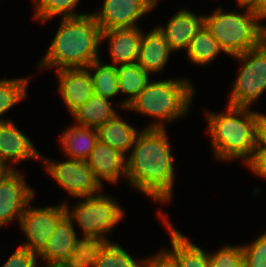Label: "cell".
<instances>
[{
  "instance_id": "17",
  "label": "cell",
  "mask_w": 266,
  "mask_h": 267,
  "mask_svg": "<svg viewBox=\"0 0 266 267\" xmlns=\"http://www.w3.org/2000/svg\"><path fill=\"white\" fill-rule=\"evenodd\" d=\"M173 51L163 34L156 27L148 34L142 36L137 64L146 72L153 73L161 71L170 52Z\"/></svg>"
},
{
  "instance_id": "32",
  "label": "cell",
  "mask_w": 266,
  "mask_h": 267,
  "mask_svg": "<svg viewBox=\"0 0 266 267\" xmlns=\"http://www.w3.org/2000/svg\"><path fill=\"white\" fill-rule=\"evenodd\" d=\"M37 253L20 246L2 267H36Z\"/></svg>"
},
{
  "instance_id": "36",
  "label": "cell",
  "mask_w": 266,
  "mask_h": 267,
  "mask_svg": "<svg viewBox=\"0 0 266 267\" xmlns=\"http://www.w3.org/2000/svg\"><path fill=\"white\" fill-rule=\"evenodd\" d=\"M260 142L266 147V116L264 115L260 124Z\"/></svg>"
},
{
  "instance_id": "33",
  "label": "cell",
  "mask_w": 266,
  "mask_h": 267,
  "mask_svg": "<svg viewBox=\"0 0 266 267\" xmlns=\"http://www.w3.org/2000/svg\"><path fill=\"white\" fill-rule=\"evenodd\" d=\"M255 174L266 178V147L259 142L251 159L246 163Z\"/></svg>"
},
{
  "instance_id": "25",
  "label": "cell",
  "mask_w": 266,
  "mask_h": 267,
  "mask_svg": "<svg viewBox=\"0 0 266 267\" xmlns=\"http://www.w3.org/2000/svg\"><path fill=\"white\" fill-rule=\"evenodd\" d=\"M223 51L218 41L211 32L203 25L194 35L187 48L189 59L194 64L204 65L213 61V59Z\"/></svg>"
},
{
  "instance_id": "13",
  "label": "cell",
  "mask_w": 266,
  "mask_h": 267,
  "mask_svg": "<svg viewBox=\"0 0 266 267\" xmlns=\"http://www.w3.org/2000/svg\"><path fill=\"white\" fill-rule=\"evenodd\" d=\"M29 138L9 120L0 119V160L18 163L28 158L43 159Z\"/></svg>"
},
{
  "instance_id": "26",
  "label": "cell",
  "mask_w": 266,
  "mask_h": 267,
  "mask_svg": "<svg viewBox=\"0 0 266 267\" xmlns=\"http://www.w3.org/2000/svg\"><path fill=\"white\" fill-rule=\"evenodd\" d=\"M87 68L95 71L91 74L95 94L110 99L119 93L115 64H101L99 60H96Z\"/></svg>"
},
{
  "instance_id": "30",
  "label": "cell",
  "mask_w": 266,
  "mask_h": 267,
  "mask_svg": "<svg viewBox=\"0 0 266 267\" xmlns=\"http://www.w3.org/2000/svg\"><path fill=\"white\" fill-rule=\"evenodd\" d=\"M208 257L209 267H244L242 246H224Z\"/></svg>"
},
{
  "instance_id": "7",
  "label": "cell",
  "mask_w": 266,
  "mask_h": 267,
  "mask_svg": "<svg viewBox=\"0 0 266 267\" xmlns=\"http://www.w3.org/2000/svg\"><path fill=\"white\" fill-rule=\"evenodd\" d=\"M67 216L75 219L84 235H106L123 217V210L108 196H87ZM74 217V218H73Z\"/></svg>"
},
{
  "instance_id": "9",
  "label": "cell",
  "mask_w": 266,
  "mask_h": 267,
  "mask_svg": "<svg viewBox=\"0 0 266 267\" xmlns=\"http://www.w3.org/2000/svg\"><path fill=\"white\" fill-rule=\"evenodd\" d=\"M67 214L65 204L46 208H28L20 219V225L27 236L22 246L39 254L46 246L58 222Z\"/></svg>"
},
{
  "instance_id": "31",
  "label": "cell",
  "mask_w": 266,
  "mask_h": 267,
  "mask_svg": "<svg viewBox=\"0 0 266 267\" xmlns=\"http://www.w3.org/2000/svg\"><path fill=\"white\" fill-rule=\"evenodd\" d=\"M244 267H266V232L251 245L242 246Z\"/></svg>"
},
{
  "instance_id": "34",
  "label": "cell",
  "mask_w": 266,
  "mask_h": 267,
  "mask_svg": "<svg viewBox=\"0 0 266 267\" xmlns=\"http://www.w3.org/2000/svg\"><path fill=\"white\" fill-rule=\"evenodd\" d=\"M144 267H177L175 263L162 251L160 254L147 259Z\"/></svg>"
},
{
  "instance_id": "27",
  "label": "cell",
  "mask_w": 266,
  "mask_h": 267,
  "mask_svg": "<svg viewBox=\"0 0 266 267\" xmlns=\"http://www.w3.org/2000/svg\"><path fill=\"white\" fill-rule=\"evenodd\" d=\"M29 78L0 80V116L26 97Z\"/></svg>"
},
{
  "instance_id": "1",
  "label": "cell",
  "mask_w": 266,
  "mask_h": 267,
  "mask_svg": "<svg viewBox=\"0 0 266 267\" xmlns=\"http://www.w3.org/2000/svg\"><path fill=\"white\" fill-rule=\"evenodd\" d=\"M162 123L140 132L126 159L129 182L157 202L168 201L173 187V158Z\"/></svg>"
},
{
  "instance_id": "6",
  "label": "cell",
  "mask_w": 266,
  "mask_h": 267,
  "mask_svg": "<svg viewBox=\"0 0 266 267\" xmlns=\"http://www.w3.org/2000/svg\"><path fill=\"white\" fill-rule=\"evenodd\" d=\"M234 57L241 59L243 66L228 104L249 107L266 90V39L259 46Z\"/></svg>"
},
{
  "instance_id": "4",
  "label": "cell",
  "mask_w": 266,
  "mask_h": 267,
  "mask_svg": "<svg viewBox=\"0 0 266 267\" xmlns=\"http://www.w3.org/2000/svg\"><path fill=\"white\" fill-rule=\"evenodd\" d=\"M222 12L219 8L212 15L205 16L204 25L225 53L240 55L266 39V26L258 22L252 9L247 8L246 14Z\"/></svg>"
},
{
  "instance_id": "28",
  "label": "cell",
  "mask_w": 266,
  "mask_h": 267,
  "mask_svg": "<svg viewBox=\"0 0 266 267\" xmlns=\"http://www.w3.org/2000/svg\"><path fill=\"white\" fill-rule=\"evenodd\" d=\"M78 2L79 0H34L37 5L34 16L45 22L57 14H63L64 18L84 15L73 12Z\"/></svg>"
},
{
  "instance_id": "22",
  "label": "cell",
  "mask_w": 266,
  "mask_h": 267,
  "mask_svg": "<svg viewBox=\"0 0 266 267\" xmlns=\"http://www.w3.org/2000/svg\"><path fill=\"white\" fill-rule=\"evenodd\" d=\"M98 140L108 144L123 155L134 145L139 134L136 129L116 115L97 128Z\"/></svg>"
},
{
  "instance_id": "21",
  "label": "cell",
  "mask_w": 266,
  "mask_h": 267,
  "mask_svg": "<svg viewBox=\"0 0 266 267\" xmlns=\"http://www.w3.org/2000/svg\"><path fill=\"white\" fill-rule=\"evenodd\" d=\"M98 141L96 128L76 124L63 132L61 144L67 156L71 159L87 160Z\"/></svg>"
},
{
  "instance_id": "14",
  "label": "cell",
  "mask_w": 266,
  "mask_h": 267,
  "mask_svg": "<svg viewBox=\"0 0 266 267\" xmlns=\"http://www.w3.org/2000/svg\"><path fill=\"white\" fill-rule=\"evenodd\" d=\"M125 158V155L98 140L86 161L100 184L101 179L116 183L121 173L126 176Z\"/></svg>"
},
{
  "instance_id": "24",
  "label": "cell",
  "mask_w": 266,
  "mask_h": 267,
  "mask_svg": "<svg viewBox=\"0 0 266 267\" xmlns=\"http://www.w3.org/2000/svg\"><path fill=\"white\" fill-rule=\"evenodd\" d=\"M118 78V90L130 95L120 106H127L138 96L146 87L149 80V73L137 63L120 64L116 66Z\"/></svg>"
},
{
  "instance_id": "20",
  "label": "cell",
  "mask_w": 266,
  "mask_h": 267,
  "mask_svg": "<svg viewBox=\"0 0 266 267\" xmlns=\"http://www.w3.org/2000/svg\"><path fill=\"white\" fill-rule=\"evenodd\" d=\"M112 244L105 235H84L83 238H76L74 251L64 263L68 267H95L97 259Z\"/></svg>"
},
{
  "instance_id": "18",
  "label": "cell",
  "mask_w": 266,
  "mask_h": 267,
  "mask_svg": "<svg viewBox=\"0 0 266 267\" xmlns=\"http://www.w3.org/2000/svg\"><path fill=\"white\" fill-rule=\"evenodd\" d=\"M76 233L72 219L65 215L56 225L44 249L38 254L47 262H65L74 251Z\"/></svg>"
},
{
  "instance_id": "2",
  "label": "cell",
  "mask_w": 266,
  "mask_h": 267,
  "mask_svg": "<svg viewBox=\"0 0 266 267\" xmlns=\"http://www.w3.org/2000/svg\"><path fill=\"white\" fill-rule=\"evenodd\" d=\"M62 19L40 67L87 68L100 60L97 49L102 41V29L94 16L84 14Z\"/></svg>"
},
{
  "instance_id": "15",
  "label": "cell",
  "mask_w": 266,
  "mask_h": 267,
  "mask_svg": "<svg viewBox=\"0 0 266 267\" xmlns=\"http://www.w3.org/2000/svg\"><path fill=\"white\" fill-rule=\"evenodd\" d=\"M142 36L136 26L102 31V40H110V53L116 65L137 63Z\"/></svg>"
},
{
  "instance_id": "5",
  "label": "cell",
  "mask_w": 266,
  "mask_h": 267,
  "mask_svg": "<svg viewBox=\"0 0 266 267\" xmlns=\"http://www.w3.org/2000/svg\"><path fill=\"white\" fill-rule=\"evenodd\" d=\"M193 95L187 80H150L127 108L170 122L187 113Z\"/></svg>"
},
{
  "instance_id": "10",
  "label": "cell",
  "mask_w": 266,
  "mask_h": 267,
  "mask_svg": "<svg viewBox=\"0 0 266 267\" xmlns=\"http://www.w3.org/2000/svg\"><path fill=\"white\" fill-rule=\"evenodd\" d=\"M155 5L154 0H104L102 9L92 15L102 31L130 28Z\"/></svg>"
},
{
  "instance_id": "11",
  "label": "cell",
  "mask_w": 266,
  "mask_h": 267,
  "mask_svg": "<svg viewBox=\"0 0 266 267\" xmlns=\"http://www.w3.org/2000/svg\"><path fill=\"white\" fill-rule=\"evenodd\" d=\"M25 183L22 174L14 169L0 180V227L17 215L20 220L31 202L34 192Z\"/></svg>"
},
{
  "instance_id": "8",
  "label": "cell",
  "mask_w": 266,
  "mask_h": 267,
  "mask_svg": "<svg viewBox=\"0 0 266 267\" xmlns=\"http://www.w3.org/2000/svg\"><path fill=\"white\" fill-rule=\"evenodd\" d=\"M44 161L49 174L72 196L85 198L101 190L102 184L95 178L86 160L69 158L61 163Z\"/></svg>"
},
{
  "instance_id": "39",
  "label": "cell",
  "mask_w": 266,
  "mask_h": 267,
  "mask_svg": "<svg viewBox=\"0 0 266 267\" xmlns=\"http://www.w3.org/2000/svg\"><path fill=\"white\" fill-rule=\"evenodd\" d=\"M47 267H68L64 262H47Z\"/></svg>"
},
{
  "instance_id": "35",
  "label": "cell",
  "mask_w": 266,
  "mask_h": 267,
  "mask_svg": "<svg viewBox=\"0 0 266 267\" xmlns=\"http://www.w3.org/2000/svg\"><path fill=\"white\" fill-rule=\"evenodd\" d=\"M253 13L258 21L262 18H266V0H259L258 4L253 9Z\"/></svg>"
},
{
  "instance_id": "3",
  "label": "cell",
  "mask_w": 266,
  "mask_h": 267,
  "mask_svg": "<svg viewBox=\"0 0 266 267\" xmlns=\"http://www.w3.org/2000/svg\"><path fill=\"white\" fill-rule=\"evenodd\" d=\"M263 115L249 107L228 104L226 113L207 115L213 149L217 158H244L247 163L260 142Z\"/></svg>"
},
{
  "instance_id": "19",
  "label": "cell",
  "mask_w": 266,
  "mask_h": 267,
  "mask_svg": "<svg viewBox=\"0 0 266 267\" xmlns=\"http://www.w3.org/2000/svg\"><path fill=\"white\" fill-rule=\"evenodd\" d=\"M170 230L172 251L163 252L175 263L177 267H209V257L206 252L189 242L178 230L167 221Z\"/></svg>"
},
{
  "instance_id": "37",
  "label": "cell",
  "mask_w": 266,
  "mask_h": 267,
  "mask_svg": "<svg viewBox=\"0 0 266 267\" xmlns=\"http://www.w3.org/2000/svg\"><path fill=\"white\" fill-rule=\"evenodd\" d=\"M237 2L241 7H246L253 10L258 4L259 0H237Z\"/></svg>"
},
{
  "instance_id": "38",
  "label": "cell",
  "mask_w": 266,
  "mask_h": 267,
  "mask_svg": "<svg viewBox=\"0 0 266 267\" xmlns=\"http://www.w3.org/2000/svg\"><path fill=\"white\" fill-rule=\"evenodd\" d=\"M13 168L11 166L7 167L6 164L0 160V180L5 177Z\"/></svg>"
},
{
  "instance_id": "16",
  "label": "cell",
  "mask_w": 266,
  "mask_h": 267,
  "mask_svg": "<svg viewBox=\"0 0 266 267\" xmlns=\"http://www.w3.org/2000/svg\"><path fill=\"white\" fill-rule=\"evenodd\" d=\"M204 25V16L196 17L194 13L181 10L167 23L166 27H157L163 34L170 48L175 50L187 49L190 41Z\"/></svg>"
},
{
  "instance_id": "29",
  "label": "cell",
  "mask_w": 266,
  "mask_h": 267,
  "mask_svg": "<svg viewBox=\"0 0 266 267\" xmlns=\"http://www.w3.org/2000/svg\"><path fill=\"white\" fill-rule=\"evenodd\" d=\"M144 262H136L121 246L113 243L97 259L95 267H144Z\"/></svg>"
},
{
  "instance_id": "12",
  "label": "cell",
  "mask_w": 266,
  "mask_h": 267,
  "mask_svg": "<svg viewBox=\"0 0 266 267\" xmlns=\"http://www.w3.org/2000/svg\"><path fill=\"white\" fill-rule=\"evenodd\" d=\"M60 94L68 110L73 113L95 93L88 68H63L57 70Z\"/></svg>"
},
{
  "instance_id": "23",
  "label": "cell",
  "mask_w": 266,
  "mask_h": 267,
  "mask_svg": "<svg viewBox=\"0 0 266 267\" xmlns=\"http://www.w3.org/2000/svg\"><path fill=\"white\" fill-rule=\"evenodd\" d=\"M72 114L79 126L96 129L117 115L109 99L95 93Z\"/></svg>"
}]
</instances>
